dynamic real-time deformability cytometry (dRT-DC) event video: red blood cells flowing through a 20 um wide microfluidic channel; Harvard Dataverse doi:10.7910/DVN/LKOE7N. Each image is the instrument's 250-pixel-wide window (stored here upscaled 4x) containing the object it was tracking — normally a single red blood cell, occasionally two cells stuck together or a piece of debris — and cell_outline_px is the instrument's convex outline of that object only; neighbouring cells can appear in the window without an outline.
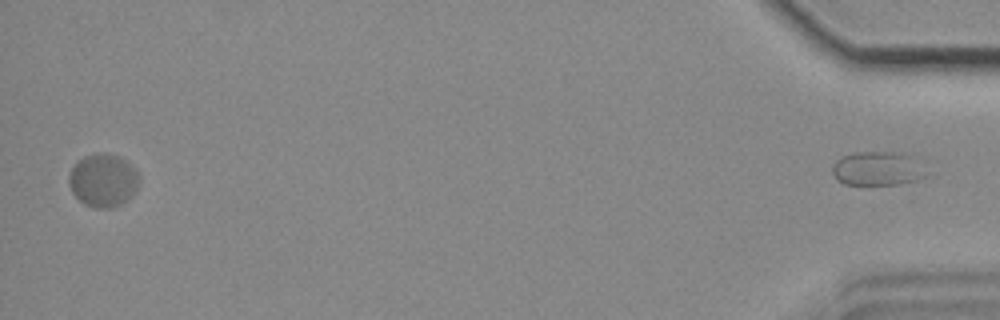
{"species": "common noctule bat (a hibernating species)", "species_latin": "Nyctalus noctula", "temperature_condition": "cold", "stored_images_in_passage": 49, "segment_of_instrument_passage": [2, 2], "camera_frame_rate_fps": 3000, "um_per_image_px": 0.085, "animal": {"sex": "female", "body_mass_g": 18.4}, "frame": {"image": 1, "passage_image": 49, "time_ms": 16.0, "image_size_px": [1000, 320], "cell_outline_px": [[928, 176], [916, 180], [900, 184], [844, 184], [836, 180], [832, 172], [832, 168], [836, 160], [840, 156], [852, 152], [900, 152], [912, 156]], "centroid_in_image_um": [74.54, 14.32], "position_along_channel_um": 360.7, "area_um2": 18.61}}